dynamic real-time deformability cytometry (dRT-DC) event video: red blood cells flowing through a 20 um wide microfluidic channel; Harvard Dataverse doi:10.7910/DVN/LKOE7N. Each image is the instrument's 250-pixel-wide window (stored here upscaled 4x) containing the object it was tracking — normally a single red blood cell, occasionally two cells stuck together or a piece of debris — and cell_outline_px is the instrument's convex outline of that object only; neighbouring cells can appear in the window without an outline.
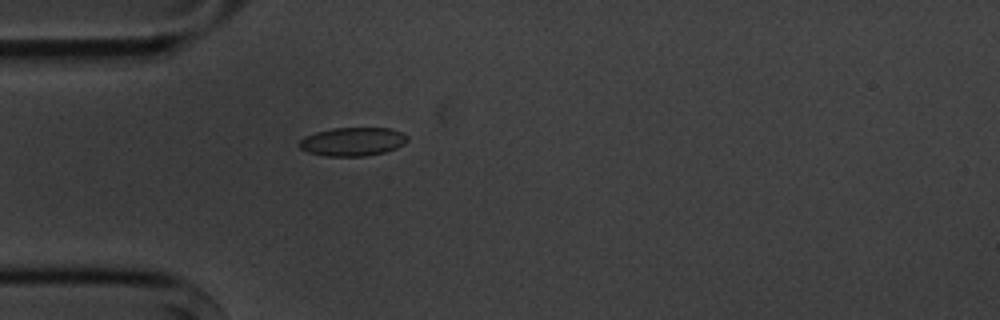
{"species": "common noctule bat (a hibernating species)", "species_latin": "Nyctalus noctula", "temperature_condition": "cold", "stored_images_in_passage": 5, "camera_frame_rate_fps": 3000, "um_per_image_px": 0.085, "animal": {"sex": "male", "body_mass_g": 20.1, "forearm_length_mm": 53.5}, "frame": {"image": 1, "passage_image": 5, "time_ms": 4.667, "image_size_px": [1000, 320], "cell_outline_px": [[408, 140], [404, 144], [396, 148], [384, 152], [364, 156], [324, 156], [308, 152], [300, 148], [296, 144], [304, 136], [316, 132], [332, 128], [388, 128], [400, 132], [408, 136]], "centroid_in_image_um": [29.94, 12.04], "position_along_channel_um": 55.1, "area_um2": 18.03}}